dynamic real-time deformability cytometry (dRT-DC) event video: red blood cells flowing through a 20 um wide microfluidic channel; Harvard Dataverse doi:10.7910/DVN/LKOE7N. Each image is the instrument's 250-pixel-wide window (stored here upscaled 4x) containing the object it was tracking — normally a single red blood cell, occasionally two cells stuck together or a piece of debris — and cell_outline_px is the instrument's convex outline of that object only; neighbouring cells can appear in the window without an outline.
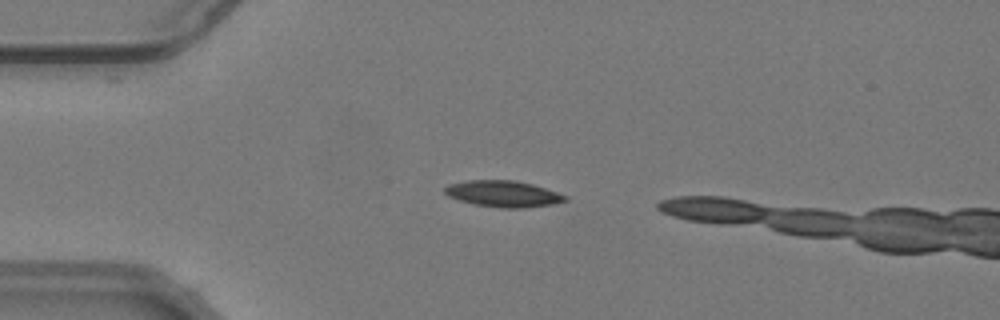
{"species": "common noctule bat (a hibernating species)", "species_latin": "Nyctalus noctula", "temperature_condition": "warm", "stored_images_in_passage": 9, "camera_frame_rate_fps": 3000, "um_per_image_px": 0.085, "animal": {"sex": "male", "body_mass_g": 19.2, "forearm_length_mm": 51.8}, "frame": {"image": 1, "passage_image": 2, "time_ms": 0.333, "image_size_px": [1000, 320], "cell_outline_px": [[568, 200], [552, 204], [524, 208], [500, 208], [476, 204], [460, 200], [448, 196], [444, 192], [444, 188], [448, 184], [468, 180], [516, 180], [532, 184], [568, 196]], "centroid_in_image_um": [42.77, 16.47], "position_along_channel_um": 42.2, "area_um2": 18.38}}